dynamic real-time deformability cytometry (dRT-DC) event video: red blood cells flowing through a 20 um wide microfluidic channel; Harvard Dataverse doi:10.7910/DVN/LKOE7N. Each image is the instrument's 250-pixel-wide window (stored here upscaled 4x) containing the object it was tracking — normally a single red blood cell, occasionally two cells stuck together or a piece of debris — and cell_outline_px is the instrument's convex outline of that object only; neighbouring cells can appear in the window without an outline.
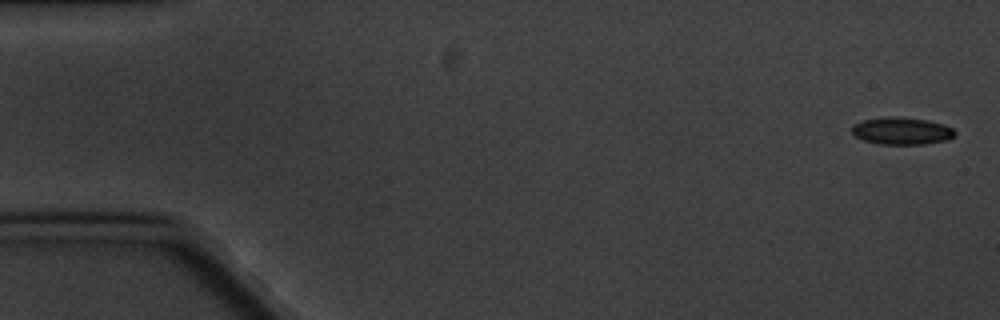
{"species": "common noctule bat (a hibernating species)", "species_latin": "Nyctalus noctula", "temperature_condition": "cold", "stored_images_in_passage": 4, "camera_frame_rate_fps": 3000, "um_per_image_px": 0.085, "animal": {"sex": "male", "body_mass_g": 20.1, "forearm_length_mm": 53.5}, "frame": {"image": 1, "passage_image": 1, "time_ms": 0.0, "image_size_px": [1000, 320], "cell_outline_px": [[956, 132], [948, 140], [924, 144], [880, 144], [864, 140], [856, 136], [848, 128], [852, 124], [864, 120], [924, 120], [944, 124], [952, 128]], "centroid_in_image_um": [76.65, 11.19], "position_along_channel_um": 8.4, "area_um2": 15.37}}